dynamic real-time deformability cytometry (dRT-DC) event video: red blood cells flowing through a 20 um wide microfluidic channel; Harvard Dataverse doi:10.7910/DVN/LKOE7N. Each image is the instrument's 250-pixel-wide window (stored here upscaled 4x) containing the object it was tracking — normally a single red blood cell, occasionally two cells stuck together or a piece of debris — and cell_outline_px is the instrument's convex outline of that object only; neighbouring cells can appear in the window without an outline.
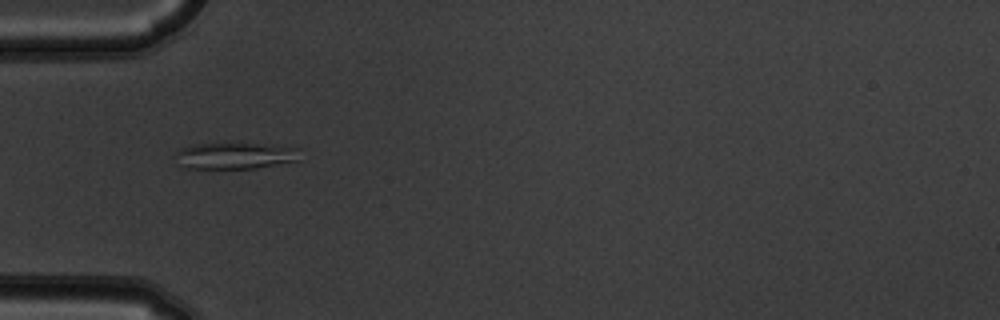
{"species": "common noctule bat (a hibernating species)", "species_latin": "Nyctalus noctula", "temperature_condition": "warm", "stored_images_in_passage": 4, "camera_frame_rate_fps": 3000, "um_per_image_px": 0.085, "animal": {"sex": "male", "body_mass_g": 19.5, "forearm_length_mm": 54.6}, "frame": {"image": 1, "passage_image": 2, "time_ms": 0.333, "image_size_px": [1000, 320], "cell_outline_px": [[300, 160], [256, 168], [180, 168], [172, 156], [180, 148], [196, 144], [224, 140], [236, 140], [276, 144], [300, 148]], "centroid_in_image_um": [19.96, 13.17], "position_along_channel_um": 65.0, "area_um2": 20.87}}
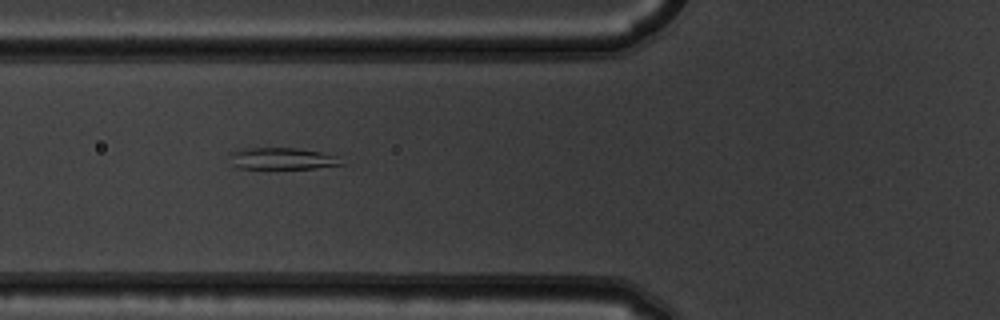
{"frame": {"image": 2, "passage_image": 3, "time_ms": 0.667, "image_size_px": [1000, 320], "cell_outline_px": [[348, 164], [316, 168], [240, 168], [232, 164], [228, 156], [232, 152], [244, 148], [296, 148], [320, 152], [332, 156]], "centroid_in_image_um": [23.96, 13.48], "position_along_channel_um": 101.8, "area_um2": 13.93}}